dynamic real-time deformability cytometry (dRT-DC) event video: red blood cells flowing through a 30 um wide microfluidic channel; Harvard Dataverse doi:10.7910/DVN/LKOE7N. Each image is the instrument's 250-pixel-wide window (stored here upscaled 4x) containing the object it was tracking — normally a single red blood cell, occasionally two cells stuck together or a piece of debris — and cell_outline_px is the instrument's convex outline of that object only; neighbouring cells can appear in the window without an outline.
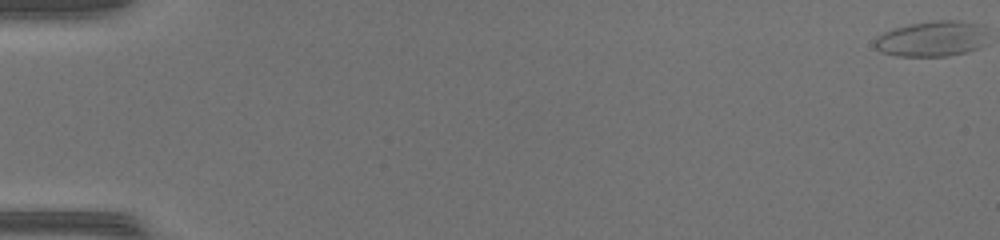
{"species": "common noctule bat (a hibernating species)", "species_latin": "Nyctalus noctula", "temperature_condition": "warm", "stored_images_in_passage": 11, "camera_frame_rate_fps": 3000, "um_per_image_px": 0.085, "animal": {"sex": "female", "body_mass_g": 17.0, "forearm_length_mm": 48.0}, "frame": {"image": 1, "passage_image": 1, "time_ms": 0.0, "image_size_px": [1000, 240], "cell_outline_px": [[976, 48], [964, 52], [944, 56], [896, 56], [884, 52], [876, 48], [876, 40], [884, 32], [896, 28], [912, 24], [940, 20], [952, 20], [972, 24]], "centroid_in_image_um": [78.91, 3.33], "position_along_channel_um": 6.1, "area_um2": 21.04}}